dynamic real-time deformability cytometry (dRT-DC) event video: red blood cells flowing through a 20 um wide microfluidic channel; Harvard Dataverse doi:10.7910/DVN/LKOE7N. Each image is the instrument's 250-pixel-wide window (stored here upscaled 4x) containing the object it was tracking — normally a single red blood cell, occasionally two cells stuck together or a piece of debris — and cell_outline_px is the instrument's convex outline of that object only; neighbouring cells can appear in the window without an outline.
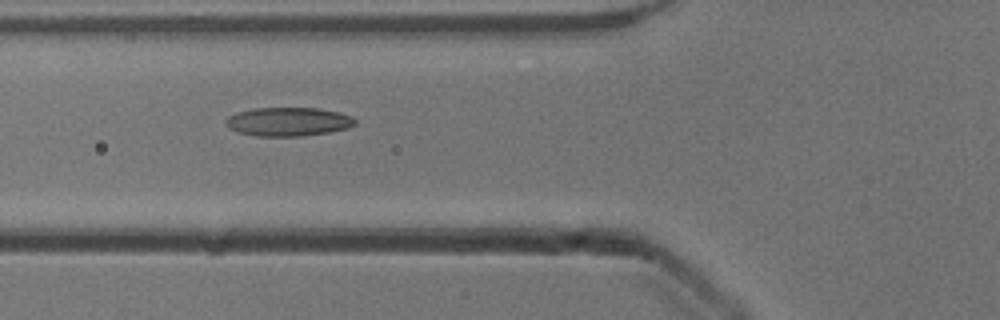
{"species": "common noctule bat (a hibernating species)", "species_latin": "Nyctalus noctula", "temperature_condition": "cold", "stored_images_in_passage": 6, "camera_frame_rate_fps": 3000, "um_per_image_px": 0.085, "animal": {"sex": "male", "body_mass_g": 13.3}, "frame": {"image": 1, "passage_image": 4, "time_ms": 1.0, "image_size_px": [1000, 320], "cell_outline_px": [[356, 124], [348, 128], [328, 132], [304, 136], [256, 136], [236, 132], [228, 128], [224, 124], [224, 120], [228, 116], [236, 112], [256, 108], [320, 108], [352, 116], [356, 120]], "centroid_in_image_um": [24.46, 10.35], "position_along_channel_um": 101.3, "area_um2": 21.85}}
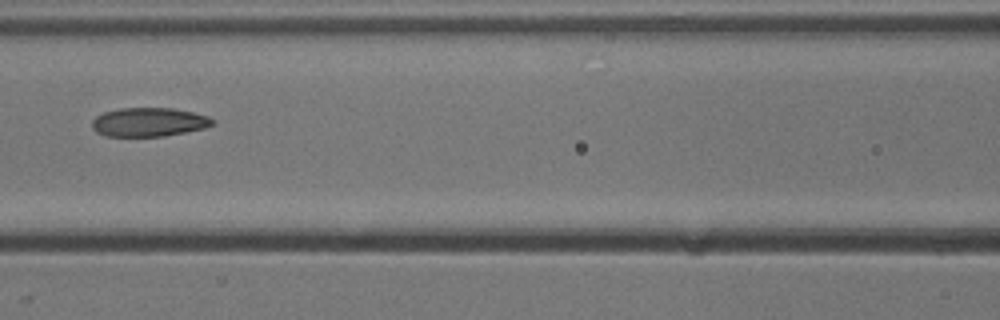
{"frame": {"image": 2, "passage_image": 5, "time_ms": 1.333, "image_size_px": [1000, 320], "cell_outline_px": [[216, 120], [212, 124], [204, 128], [164, 136], [108, 136], [96, 132], [92, 128], [92, 120], [96, 116], [104, 112], [120, 108], [172, 108], [192, 112], [208, 116]], "centroid_in_image_um": [12.64, 10.37], "position_along_channel_um": 154.0, "area_um2": 20.17}}
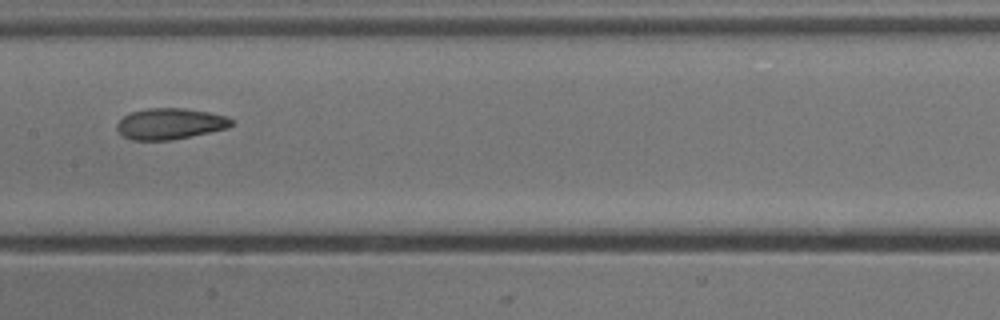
{"frame": {"image": 3, "passage_image": 6, "time_ms": 1.667, "image_size_px": [1000, 320], "cell_outline_px": [[236, 124], [228, 128], [172, 140], [132, 140], [124, 136], [116, 128], [116, 124], [124, 116], [132, 112], [148, 108], [184, 108], [208, 112], [224, 116], [236, 120]], "centroid_in_image_um": [14.5, 10.52], "position_along_channel_um": 192.9, "area_um2": 20.75}}